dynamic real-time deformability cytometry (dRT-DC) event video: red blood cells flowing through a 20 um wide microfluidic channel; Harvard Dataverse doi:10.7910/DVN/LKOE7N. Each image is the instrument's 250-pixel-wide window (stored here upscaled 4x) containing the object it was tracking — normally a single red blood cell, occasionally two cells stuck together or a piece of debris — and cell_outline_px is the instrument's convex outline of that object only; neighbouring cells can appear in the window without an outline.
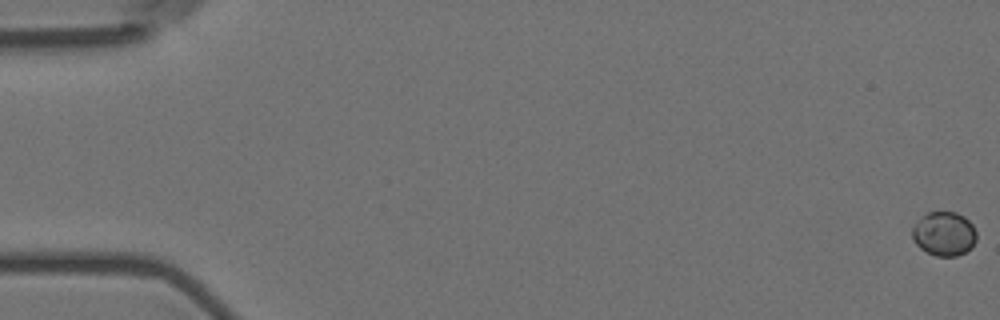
{"species": "Egyptian fruit bat (a non-hibernating species)", "species_latin": "Rousettus aegyptiacus", "temperature_condition": "room temperature", "stored_images_in_passage": 14, "camera_frame_rate_fps": 3000, "um_per_image_px": 0.085, "animal": {"sex": "female"}, "frame": {"image": 1, "passage_image": 1, "time_ms": 0.0, "image_size_px": [1000, 320], "cell_outline_px": [[976, 240], [972, 248], [956, 256], [936, 256], [920, 248], [916, 244], [912, 236], [912, 228], [928, 212], [956, 212], [964, 216], [972, 224], [976, 232]], "centroid_in_image_um": [80.27, 19.88], "position_along_channel_um": 4.7, "area_um2": 16.36}}
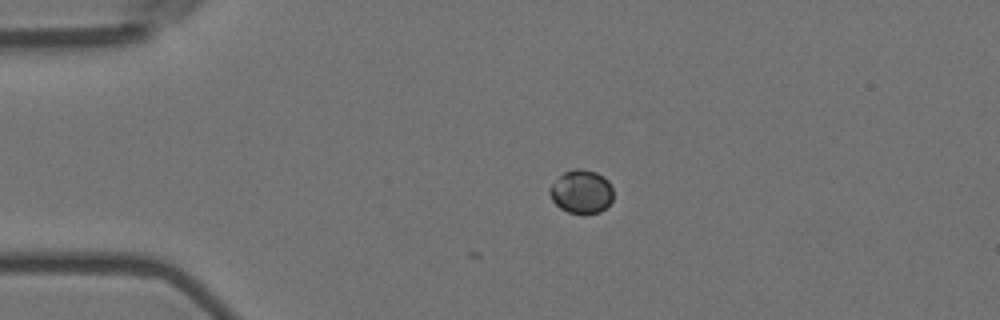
{"frame": {"image": 2, "passage_image": 14, "time_ms": 4.333, "image_size_px": [1000, 320], "cell_outline_px": [[612, 200], [600, 212], [568, 212], [560, 208], [552, 200], [548, 192], [548, 188], [564, 172], [576, 168], [580, 168], [596, 172], [604, 176], [608, 180], [612, 188]], "centroid_in_image_um": [49.4, 16.26], "position_along_channel_um": 35.6, "area_um2": 15.9}}